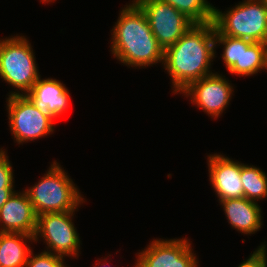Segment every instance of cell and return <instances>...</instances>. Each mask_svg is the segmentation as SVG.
<instances>
[{
  "label": "cell",
  "instance_id": "1",
  "mask_svg": "<svg viewBox=\"0 0 267 267\" xmlns=\"http://www.w3.org/2000/svg\"><path fill=\"white\" fill-rule=\"evenodd\" d=\"M214 26L213 21L193 24L164 50L163 69L171 77L173 94H180L192 82L214 73L211 68L215 59Z\"/></svg>",
  "mask_w": 267,
  "mask_h": 267
},
{
  "label": "cell",
  "instance_id": "2",
  "mask_svg": "<svg viewBox=\"0 0 267 267\" xmlns=\"http://www.w3.org/2000/svg\"><path fill=\"white\" fill-rule=\"evenodd\" d=\"M111 30L110 51L121 64L135 69L164 62V49L153 35L146 14L134 1L121 7Z\"/></svg>",
  "mask_w": 267,
  "mask_h": 267
},
{
  "label": "cell",
  "instance_id": "3",
  "mask_svg": "<svg viewBox=\"0 0 267 267\" xmlns=\"http://www.w3.org/2000/svg\"><path fill=\"white\" fill-rule=\"evenodd\" d=\"M35 183L25 188L24 191L37 216L43 213L78 210L86 202L78 186L56 160Z\"/></svg>",
  "mask_w": 267,
  "mask_h": 267
},
{
  "label": "cell",
  "instance_id": "4",
  "mask_svg": "<svg viewBox=\"0 0 267 267\" xmlns=\"http://www.w3.org/2000/svg\"><path fill=\"white\" fill-rule=\"evenodd\" d=\"M32 47L24 35L0 38V78L12 86L8 96L25 95L41 76Z\"/></svg>",
  "mask_w": 267,
  "mask_h": 267
},
{
  "label": "cell",
  "instance_id": "5",
  "mask_svg": "<svg viewBox=\"0 0 267 267\" xmlns=\"http://www.w3.org/2000/svg\"><path fill=\"white\" fill-rule=\"evenodd\" d=\"M213 22L224 35L267 43L266 0H242L225 11L215 8Z\"/></svg>",
  "mask_w": 267,
  "mask_h": 267
},
{
  "label": "cell",
  "instance_id": "6",
  "mask_svg": "<svg viewBox=\"0 0 267 267\" xmlns=\"http://www.w3.org/2000/svg\"><path fill=\"white\" fill-rule=\"evenodd\" d=\"M75 211L43 213L37 216L35 243L39 240L47 245L44 251L51 252L63 258H77L82 241L75 227L73 218ZM40 238V239H39Z\"/></svg>",
  "mask_w": 267,
  "mask_h": 267
},
{
  "label": "cell",
  "instance_id": "7",
  "mask_svg": "<svg viewBox=\"0 0 267 267\" xmlns=\"http://www.w3.org/2000/svg\"><path fill=\"white\" fill-rule=\"evenodd\" d=\"M214 45L215 58L217 47H223V64L232 75L251 77L267 70V43L227 36L214 26Z\"/></svg>",
  "mask_w": 267,
  "mask_h": 267
},
{
  "label": "cell",
  "instance_id": "8",
  "mask_svg": "<svg viewBox=\"0 0 267 267\" xmlns=\"http://www.w3.org/2000/svg\"><path fill=\"white\" fill-rule=\"evenodd\" d=\"M9 130L18 145L48 137L55 131V119L40 111L25 95L6 98Z\"/></svg>",
  "mask_w": 267,
  "mask_h": 267
},
{
  "label": "cell",
  "instance_id": "9",
  "mask_svg": "<svg viewBox=\"0 0 267 267\" xmlns=\"http://www.w3.org/2000/svg\"><path fill=\"white\" fill-rule=\"evenodd\" d=\"M191 243L188 237L154 238L147 247L136 253L133 267H199Z\"/></svg>",
  "mask_w": 267,
  "mask_h": 267
},
{
  "label": "cell",
  "instance_id": "10",
  "mask_svg": "<svg viewBox=\"0 0 267 267\" xmlns=\"http://www.w3.org/2000/svg\"><path fill=\"white\" fill-rule=\"evenodd\" d=\"M147 16L150 29L165 50L175 44L194 24L183 13L161 0H134Z\"/></svg>",
  "mask_w": 267,
  "mask_h": 267
},
{
  "label": "cell",
  "instance_id": "11",
  "mask_svg": "<svg viewBox=\"0 0 267 267\" xmlns=\"http://www.w3.org/2000/svg\"><path fill=\"white\" fill-rule=\"evenodd\" d=\"M226 76L214 72L208 76L192 82L180 94L189 98L190 102L202 109L204 114L209 117L218 119L229 106L234 88L232 81Z\"/></svg>",
  "mask_w": 267,
  "mask_h": 267
},
{
  "label": "cell",
  "instance_id": "12",
  "mask_svg": "<svg viewBox=\"0 0 267 267\" xmlns=\"http://www.w3.org/2000/svg\"><path fill=\"white\" fill-rule=\"evenodd\" d=\"M207 166L210 185L213 188L218 202L226 199L244 197L241 182V162L223 155L214 153L207 156Z\"/></svg>",
  "mask_w": 267,
  "mask_h": 267
},
{
  "label": "cell",
  "instance_id": "13",
  "mask_svg": "<svg viewBox=\"0 0 267 267\" xmlns=\"http://www.w3.org/2000/svg\"><path fill=\"white\" fill-rule=\"evenodd\" d=\"M37 214L23 191H15L0 208V232L35 234Z\"/></svg>",
  "mask_w": 267,
  "mask_h": 267
},
{
  "label": "cell",
  "instance_id": "14",
  "mask_svg": "<svg viewBox=\"0 0 267 267\" xmlns=\"http://www.w3.org/2000/svg\"><path fill=\"white\" fill-rule=\"evenodd\" d=\"M25 96L40 111L48 113L53 119L61 117L70 107L71 96L68 88L58 79L41 76Z\"/></svg>",
  "mask_w": 267,
  "mask_h": 267
},
{
  "label": "cell",
  "instance_id": "15",
  "mask_svg": "<svg viewBox=\"0 0 267 267\" xmlns=\"http://www.w3.org/2000/svg\"><path fill=\"white\" fill-rule=\"evenodd\" d=\"M227 222L233 229L244 235L257 233L263 226V214L257 202L245 197L219 201Z\"/></svg>",
  "mask_w": 267,
  "mask_h": 267
},
{
  "label": "cell",
  "instance_id": "16",
  "mask_svg": "<svg viewBox=\"0 0 267 267\" xmlns=\"http://www.w3.org/2000/svg\"><path fill=\"white\" fill-rule=\"evenodd\" d=\"M34 241L33 235L0 232V267H25Z\"/></svg>",
  "mask_w": 267,
  "mask_h": 267
},
{
  "label": "cell",
  "instance_id": "17",
  "mask_svg": "<svg viewBox=\"0 0 267 267\" xmlns=\"http://www.w3.org/2000/svg\"><path fill=\"white\" fill-rule=\"evenodd\" d=\"M240 178L245 198L257 203L267 198V173L265 171L241 162Z\"/></svg>",
  "mask_w": 267,
  "mask_h": 267
},
{
  "label": "cell",
  "instance_id": "18",
  "mask_svg": "<svg viewBox=\"0 0 267 267\" xmlns=\"http://www.w3.org/2000/svg\"><path fill=\"white\" fill-rule=\"evenodd\" d=\"M183 13L194 24H205L214 19L216 7L207 0H161Z\"/></svg>",
  "mask_w": 267,
  "mask_h": 267
},
{
  "label": "cell",
  "instance_id": "19",
  "mask_svg": "<svg viewBox=\"0 0 267 267\" xmlns=\"http://www.w3.org/2000/svg\"><path fill=\"white\" fill-rule=\"evenodd\" d=\"M65 259L48 251L34 254L31 251L25 267H65Z\"/></svg>",
  "mask_w": 267,
  "mask_h": 267
},
{
  "label": "cell",
  "instance_id": "20",
  "mask_svg": "<svg viewBox=\"0 0 267 267\" xmlns=\"http://www.w3.org/2000/svg\"><path fill=\"white\" fill-rule=\"evenodd\" d=\"M14 170L6 149L0 148V189H15Z\"/></svg>",
  "mask_w": 267,
  "mask_h": 267
},
{
  "label": "cell",
  "instance_id": "21",
  "mask_svg": "<svg viewBox=\"0 0 267 267\" xmlns=\"http://www.w3.org/2000/svg\"><path fill=\"white\" fill-rule=\"evenodd\" d=\"M238 267H267V243L262 242Z\"/></svg>",
  "mask_w": 267,
  "mask_h": 267
},
{
  "label": "cell",
  "instance_id": "22",
  "mask_svg": "<svg viewBox=\"0 0 267 267\" xmlns=\"http://www.w3.org/2000/svg\"><path fill=\"white\" fill-rule=\"evenodd\" d=\"M15 191V189H0V208Z\"/></svg>",
  "mask_w": 267,
  "mask_h": 267
},
{
  "label": "cell",
  "instance_id": "23",
  "mask_svg": "<svg viewBox=\"0 0 267 267\" xmlns=\"http://www.w3.org/2000/svg\"><path fill=\"white\" fill-rule=\"evenodd\" d=\"M108 257H109V256L107 255V257H104L103 260H102L101 258H100V259L98 258L97 260H100V261H96V264H95L96 266H94V267H101V266L104 267V266H106L107 262H109L108 259H107ZM101 261H102V262L104 261L103 264H101V263H102ZM105 262H106V263H105ZM100 264H101V265H100ZM97 265H98V266H97ZM109 267H111V266H109Z\"/></svg>",
  "mask_w": 267,
  "mask_h": 267
},
{
  "label": "cell",
  "instance_id": "24",
  "mask_svg": "<svg viewBox=\"0 0 267 267\" xmlns=\"http://www.w3.org/2000/svg\"><path fill=\"white\" fill-rule=\"evenodd\" d=\"M53 1H56V0H40V2H42L43 4H46V3H52Z\"/></svg>",
  "mask_w": 267,
  "mask_h": 267
}]
</instances>
